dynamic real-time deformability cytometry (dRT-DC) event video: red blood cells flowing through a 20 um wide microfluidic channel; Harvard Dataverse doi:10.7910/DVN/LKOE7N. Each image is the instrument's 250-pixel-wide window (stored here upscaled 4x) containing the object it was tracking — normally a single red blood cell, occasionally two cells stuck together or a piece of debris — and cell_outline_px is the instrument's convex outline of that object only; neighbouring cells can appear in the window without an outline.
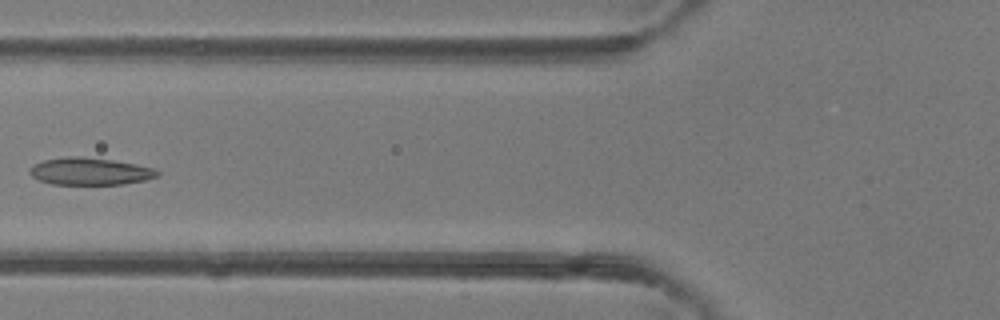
{"species": "common noctule bat (a hibernating species)", "species_latin": "Nyctalus noctula", "temperature_condition": "room temperature", "stored_images_in_passage": 5, "camera_frame_rate_fps": 3000, "um_per_image_px": 0.085, "animal": {"sex": "female"}, "frame": {"image": 1, "passage_image": 5, "time_ms": 4.667, "image_size_px": [1000, 320], "cell_outline_px": [[160, 176], [144, 180], [124, 184], [52, 184], [40, 180], [32, 176], [28, 172], [32, 164], [44, 160], [68, 156], [84, 156], [112, 160], [136, 164], [156, 168], [160, 172]], "centroid_in_image_um": [7.67, 14.55], "position_along_channel_um": 118.1, "area_um2": 20.4}}